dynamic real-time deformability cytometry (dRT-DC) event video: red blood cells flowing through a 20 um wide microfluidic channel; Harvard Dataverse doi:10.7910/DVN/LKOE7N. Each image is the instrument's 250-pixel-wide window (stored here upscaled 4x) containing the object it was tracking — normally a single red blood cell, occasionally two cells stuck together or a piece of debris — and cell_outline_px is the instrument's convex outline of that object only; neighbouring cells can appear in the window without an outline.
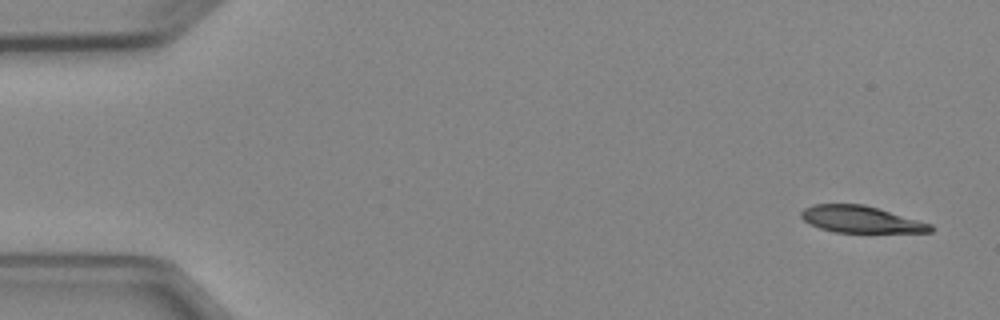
{"species": "Egyptian fruit bat (a non-hibernating species)", "species_latin": "Rousettus aegyptiacus", "temperature_condition": "cold", "stored_images_in_passage": 5, "segment_of_instrument_passage": [1, 2], "camera_frame_rate_fps": 3000, "um_per_image_px": 0.085, "animal": {"sex": "female"}, "frame": {"image": 1, "passage_image": 1, "time_ms": 0.0, "image_size_px": [1000, 320], "cell_outline_px": [[936, 228], [932, 232], [836, 232], [820, 228], [804, 220], [800, 216], [800, 212], [804, 208], [812, 204], [864, 204], [932, 224]], "centroid_in_image_um": [73.18, 18.64], "position_along_channel_um": 11.8, "area_um2": 20.06}}
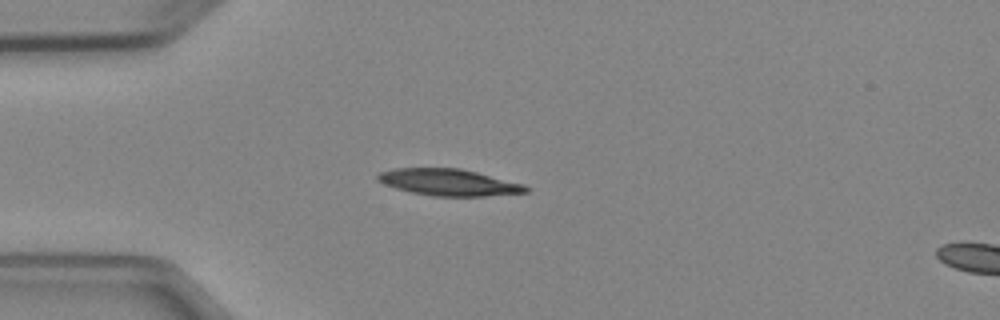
{"frame": {"image": 2, "passage_image": 4, "time_ms": 3.667, "image_size_px": [1000, 320], "cell_outline_px": [[528, 192], [484, 196], [432, 196], [412, 192], [396, 188], [384, 184], [376, 180], [376, 176], [380, 172], [396, 168], [460, 168], [524, 184], [528, 188]], "centroid_in_image_um": [38.12, 15.5], "position_along_channel_um": 46.9, "area_um2": 22.83}}